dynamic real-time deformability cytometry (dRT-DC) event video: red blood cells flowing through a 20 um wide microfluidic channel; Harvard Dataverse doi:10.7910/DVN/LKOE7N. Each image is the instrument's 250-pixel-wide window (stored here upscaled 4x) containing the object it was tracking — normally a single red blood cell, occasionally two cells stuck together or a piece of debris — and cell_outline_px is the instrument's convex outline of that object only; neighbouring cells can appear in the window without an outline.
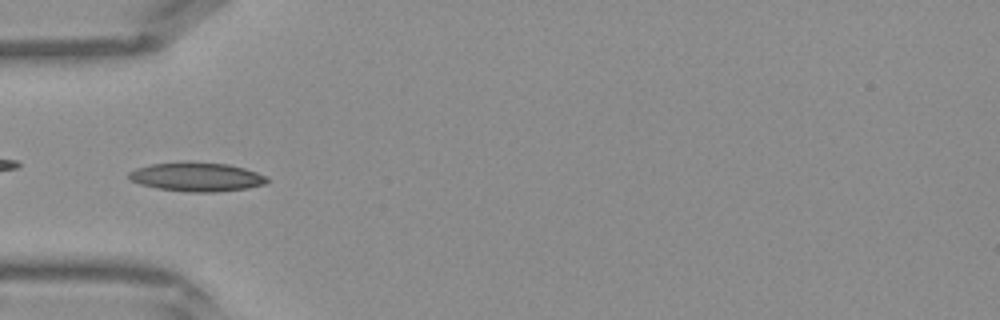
{"species": "Egyptian fruit bat (a non-hibernating species)", "species_latin": "Rousettus aegyptiacus", "temperature_condition": "warm", "stored_images_in_passage": 30, "camera_frame_rate_fps": 3000, "um_per_image_px": 0.085, "frame": {"image": 1, "passage_image": 2, "time_ms": 0.333, "image_size_px": [1000, 320], "cell_outline_px": [[268, 180], [264, 184], [248, 188], [216, 192], [188, 192], [156, 188], [140, 184], [132, 180], [128, 176], [128, 172], [136, 168], [152, 164], [228, 164], [244, 168], [268, 176]], "centroid_in_image_um": [16.75, 15.08], "position_along_channel_um": 68.3, "area_um2": 22.54}}
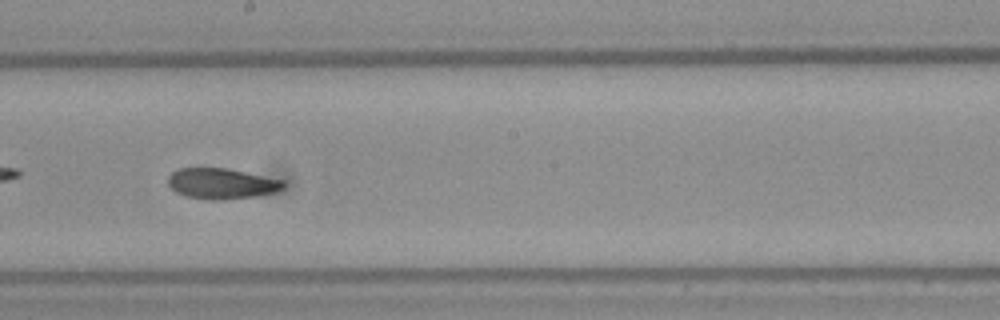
{"frame": {"image": 2, "passage_image": 12, "time_ms": 3.667, "image_size_px": [1000, 320], "cell_outline_px": [[284, 188], [276, 192], [256, 196], [224, 200], [208, 200], [188, 196], [176, 192], [168, 184], [168, 176], [172, 172], [180, 168], [228, 168], [284, 180]], "centroid_in_image_um": [18.86, 15.6], "position_along_channel_um": 229.3, "area_um2": 20.69}}
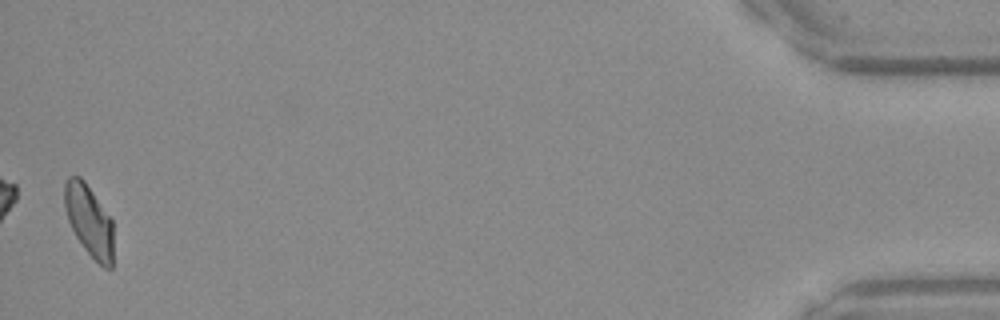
{"frame": {"image": 3, "passage_image": 30, "time_ms": 9.667, "image_size_px": [1000, 320], "cell_outline_px": [[112, 268], [104, 268], [84, 248], [76, 236], [68, 220], [64, 204], [64, 184], [68, 176], [80, 176], [84, 180], [112, 220]], "centroid_in_image_um": [7.55, 18.72], "position_along_channel_um": 427.6, "area_um2": 20.0}}